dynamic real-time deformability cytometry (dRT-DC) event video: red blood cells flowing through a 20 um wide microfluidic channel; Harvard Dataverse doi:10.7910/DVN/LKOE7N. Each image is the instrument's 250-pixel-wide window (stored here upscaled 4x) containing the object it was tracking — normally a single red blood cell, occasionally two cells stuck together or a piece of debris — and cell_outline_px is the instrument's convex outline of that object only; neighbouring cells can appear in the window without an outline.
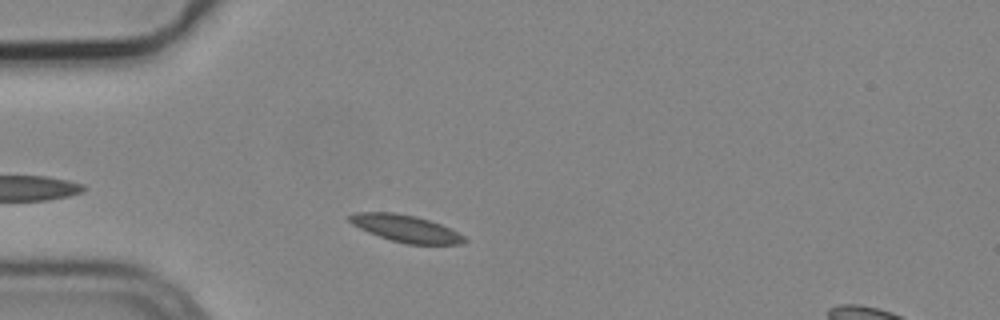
{"species": "common noctule bat (a hibernating species)", "species_latin": "Nyctalus noctula", "temperature_condition": "cold", "stored_images_in_passage": 3, "camera_frame_rate_fps": 3000, "um_per_image_px": 0.085, "animal": {"sex": "male", "body_mass_g": 19.2, "forearm_length_mm": 51.8}, "frame": {"image": 1, "passage_image": 2, "time_ms": 0.333, "image_size_px": [1000, 320], "cell_outline_px": [[468, 240], [460, 244], [408, 244], [392, 240], [368, 232], [352, 224], [348, 220], [348, 216], [352, 212], [392, 212], [416, 216], [440, 224], [464, 236]], "centroid_in_image_um": [34.45, 19.41], "position_along_channel_um": 50.5, "area_um2": 17.86}}